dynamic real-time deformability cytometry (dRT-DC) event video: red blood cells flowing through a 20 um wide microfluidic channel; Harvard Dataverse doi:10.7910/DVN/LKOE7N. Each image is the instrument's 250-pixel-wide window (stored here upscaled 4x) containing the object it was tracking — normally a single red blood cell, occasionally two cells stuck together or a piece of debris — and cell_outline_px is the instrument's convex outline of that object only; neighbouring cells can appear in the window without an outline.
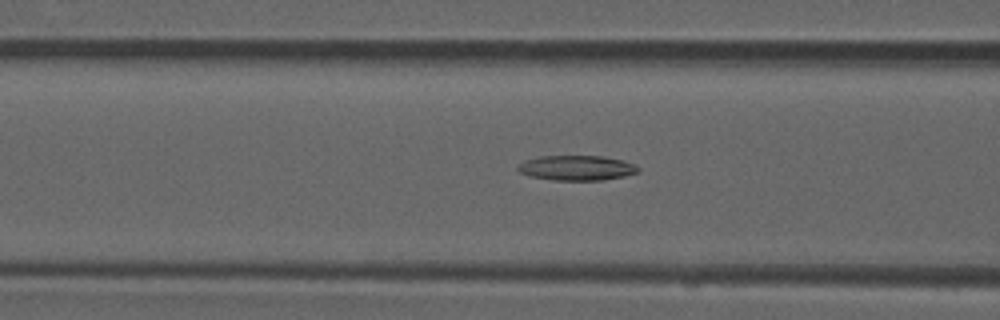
{"species": "common noctule bat (a hibernating species)", "species_latin": "Nyctalus noctula", "temperature_condition": "room temperature", "stored_images_in_passage": 52, "camera_frame_rate_fps": 3000, "um_per_image_px": 0.085, "animal": {"sex": "male", "forearm_length_mm": 52.5}, "frame": {"image": 1, "passage_image": 21, "time_ms": 6.667, "image_size_px": [1000, 320], "cell_outline_px": [[640, 168], [636, 172], [624, 176], [600, 180], [552, 180], [532, 176], [520, 172], [516, 168], [524, 160], [540, 156], [604, 156], [624, 160], [636, 164]], "centroid_in_image_um": [49.03, 14.26], "position_along_channel_um": 117.6, "area_um2": 17.46}}
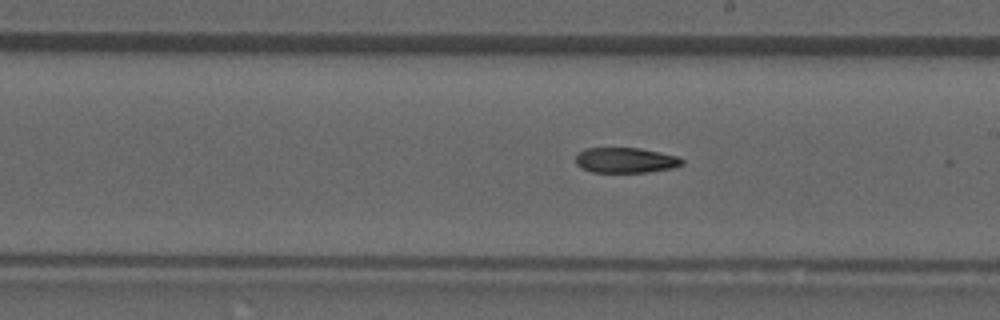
{"frame": {"image": 2, "passage_image": 30, "time_ms": 9.667, "image_size_px": [1000, 320], "cell_outline_px": [[684, 164], [676, 168], [648, 172], [592, 172], [580, 168], [576, 164], [576, 156], [584, 148], [640, 148], [660, 152], [676, 156], [684, 160]], "centroid_in_image_um": [53.19, 13.62], "position_along_channel_um": 235.8, "area_um2": 15.84}}
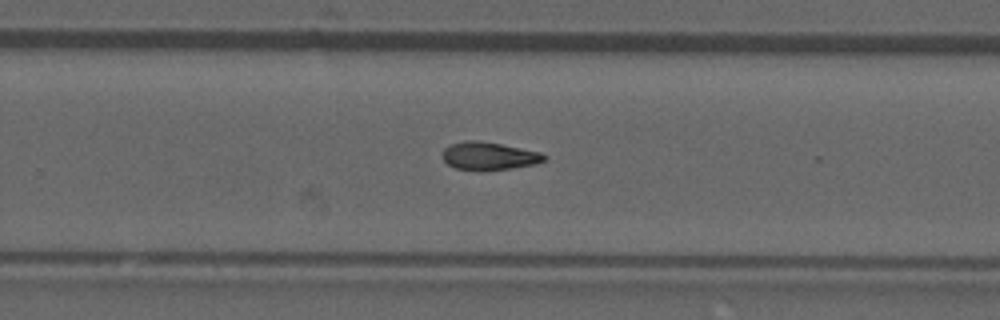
{"frame": {"image": 3, "passage_image": 34, "time_ms": 11.0, "image_size_px": [1000, 320], "cell_outline_px": [[548, 156], [544, 160], [536, 164], [512, 168], [484, 172], [476, 172], [456, 168], [448, 164], [444, 160], [444, 148], [452, 144], [468, 140], [476, 140], [500, 144], [540, 152]], "centroid_in_image_um": [41.57, 13.29], "position_along_channel_um": 288.2, "area_um2": 16.65}}